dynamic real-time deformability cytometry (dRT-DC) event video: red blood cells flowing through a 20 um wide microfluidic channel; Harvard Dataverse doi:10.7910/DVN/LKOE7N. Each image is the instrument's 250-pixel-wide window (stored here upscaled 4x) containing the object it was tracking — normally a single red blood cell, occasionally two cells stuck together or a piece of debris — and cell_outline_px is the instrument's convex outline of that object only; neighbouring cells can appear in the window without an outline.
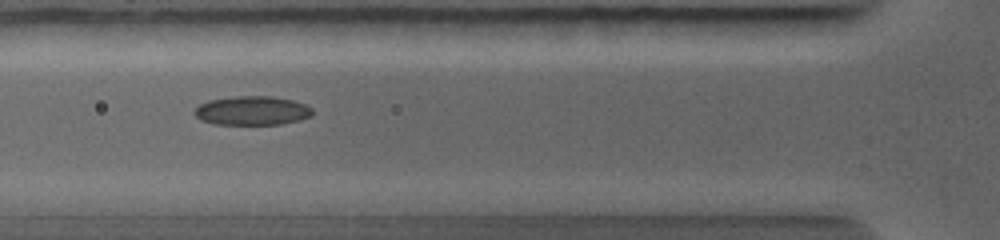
{"species": "common noctule bat (a hibernating species)", "species_latin": "Nyctalus noctula", "temperature_condition": "warm", "stored_images_in_passage": 8, "camera_frame_rate_fps": 5000, "um_per_image_px": 0.085, "animal": {"sex": "female", "body_mass_g": 19.0, "forearm_length_mm": 56.7}, "frame": {"image": 1, "passage_image": 3, "time_ms": 1.8, "image_size_px": [1000, 240], "cell_outline_px": [[312, 116], [300, 120], [280, 124], [216, 124], [204, 120], [196, 116], [192, 112], [200, 104], [208, 100], [236, 96], [272, 96], [292, 100], [304, 104], [312, 108]], "centroid_in_image_um": [21.44, 9.4], "position_along_channel_um": 104.4, "area_um2": 19.83}}
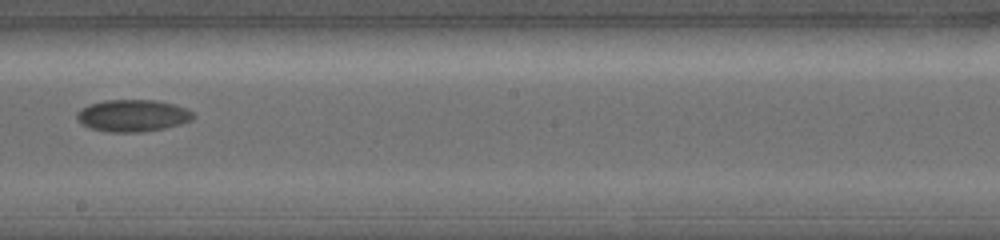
{"frame": {"image": 2, "passage_image": 7, "time_ms": 4.2, "image_size_px": [1000, 240], "cell_outline_px": [[196, 116], [192, 120], [180, 124], [164, 128], [140, 132], [108, 132], [92, 128], [80, 124], [76, 116], [76, 112], [80, 108], [88, 104], [104, 100], [156, 100], [188, 108]], "centroid_in_image_um": [11.26, 9.82], "position_along_channel_um": 236.9, "area_um2": 21.85}}
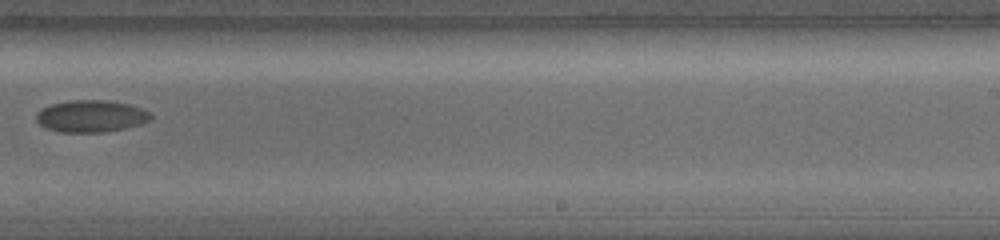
{"frame": {"image": 3, "passage_image": 8, "time_ms": 5.0, "image_size_px": [1000, 240], "cell_outline_px": [[152, 120], [140, 124], [124, 128], [100, 132], [60, 132], [48, 128], [40, 124], [36, 120], [36, 112], [52, 104], [68, 100], [108, 100], [128, 104], [140, 108], [148, 112], [152, 116]], "centroid_in_image_um": [7.73, 9.87], "position_along_channel_um": 281.3, "area_um2": 21.15}}